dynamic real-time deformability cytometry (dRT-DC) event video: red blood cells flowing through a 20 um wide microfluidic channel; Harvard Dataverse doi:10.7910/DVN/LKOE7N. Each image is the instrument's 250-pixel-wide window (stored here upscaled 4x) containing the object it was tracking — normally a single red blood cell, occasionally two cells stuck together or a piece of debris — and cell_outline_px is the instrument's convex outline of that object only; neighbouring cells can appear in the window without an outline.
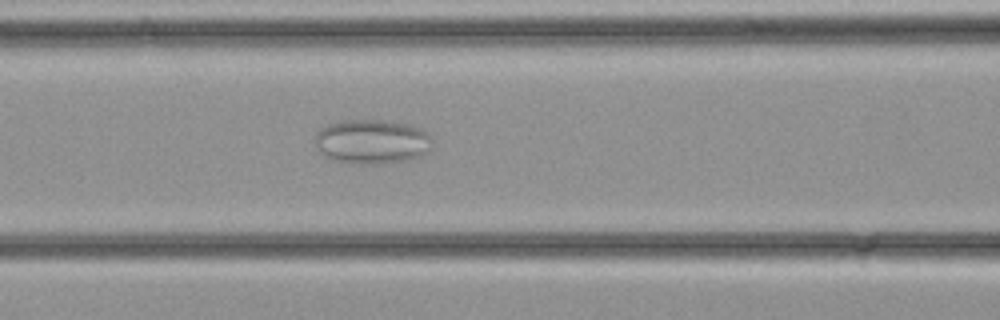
{"species": "common noctule bat (a hibernating species)", "species_latin": "Nyctalus noctula", "temperature_condition": "cold", "stored_images_in_passage": 26, "camera_frame_rate_fps": 3000, "um_per_image_px": 0.085, "animal": {"sex": "female", "body_mass_g": 21.9}, "frame": {"image": 1, "passage_image": 4, "time_ms": 1.0, "image_size_px": [1000, 320], "cell_outline_px": [[432, 148], [428, 152], [420, 156], [408, 160], [384, 164], [352, 164], [332, 160], [324, 156], [320, 152], [316, 144], [316, 132], [320, 128], [328, 124], [344, 120], [388, 120], [420, 128], [428, 132], [432, 140]], "centroid_in_image_um": [31.63, 12.05], "position_along_channel_um": 135.0, "area_um2": 30.81}}
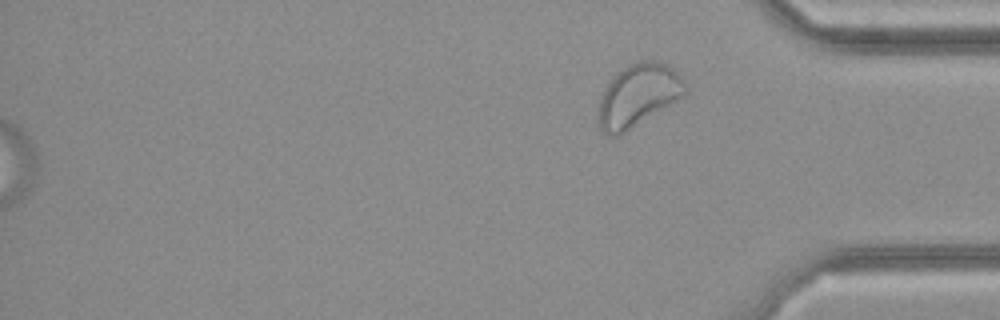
{"frame": {"image": 2, "passage_image": 26, "time_ms": 8.333, "image_size_px": [1000, 320], "cell_outline_px": [[684, 92], [680, 96], [668, 104], [624, 132], [616, 136], [608, 136], [600, 128], [596, 120], [596, 112], [604, 88], [612, 76], [616, 72], [628, 64], [640, 60], [648, 60], [668, 64], [684, 80]], "centroid_in_image_um": [54.13, 8.08], "position_along_channel_um": 381.1, "area_um2": 31.04}}